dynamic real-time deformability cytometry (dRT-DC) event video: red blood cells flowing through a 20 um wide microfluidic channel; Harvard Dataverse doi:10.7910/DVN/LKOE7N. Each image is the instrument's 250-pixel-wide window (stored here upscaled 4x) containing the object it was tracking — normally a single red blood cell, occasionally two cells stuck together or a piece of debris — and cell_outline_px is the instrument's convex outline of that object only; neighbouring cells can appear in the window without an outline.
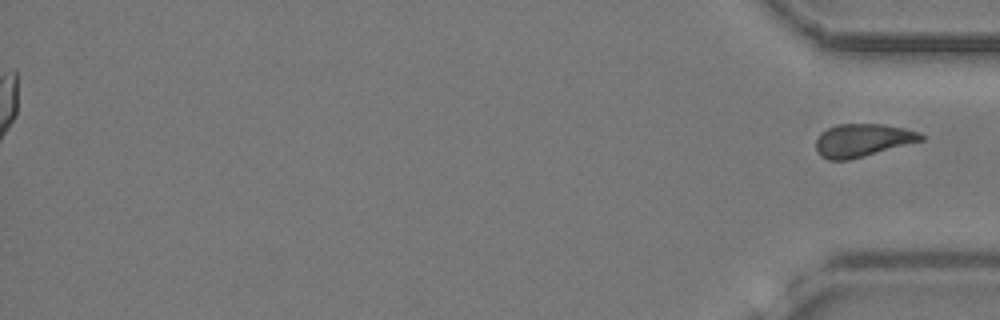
{"species": "common noctule bat (a hibernating species)", "species_latin": "Nyctalus noctula", "temperature_condition": "cold", "stored_images_in_passage": 48, "segment_of_instrument_passage": [2, 2], "camera_frame_rate_fps": 3000, "um_per_image_px": 0.085, "animal": {"sex": "female", "body_mass_g": 24.6, "forearm_length_mm": 56.2}, "frame": {"image": 1, "passage_image": 48, "time_ms": 15.667, "image_size_px": [1000, 320], "cell_outline_px": [[924, 140], [864, 156], [848, 160], [828, 160], [820, 156], [816, 152], [816, 140], [820, 132], [828, 128], [840, 124], [884, 124], [904, 128], [920, 132], [924, 136]], "centroid_in_image_um": [73.3, 11.92], "position_along_channel_um": 361.9, "area_um2": 20.23}}